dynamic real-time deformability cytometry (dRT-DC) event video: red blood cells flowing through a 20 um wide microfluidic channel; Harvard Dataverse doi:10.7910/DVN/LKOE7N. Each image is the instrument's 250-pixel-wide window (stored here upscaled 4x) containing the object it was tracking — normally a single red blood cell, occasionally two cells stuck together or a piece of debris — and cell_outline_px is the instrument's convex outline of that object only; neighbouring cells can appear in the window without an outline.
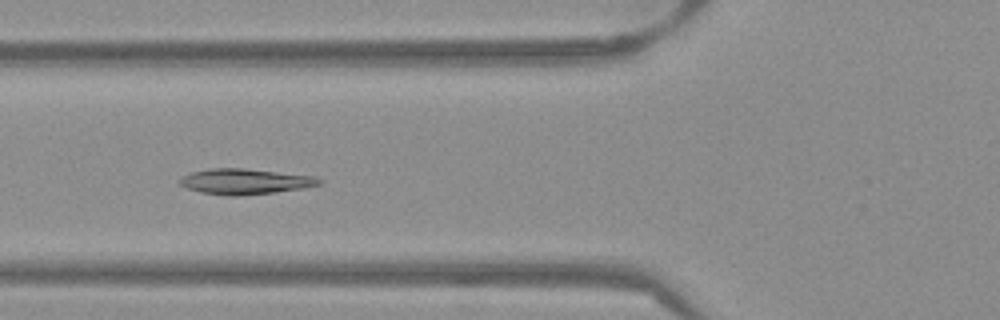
{"species": "Egyptian fruit bat (a non-hibernating species)", "species_latin": "Rousettus aegyptiacus", "temperature_condition": "warm", "stored_images_in_passage": 52, "camera_frame_rate_fps": 3000, "um_per_image_px": 0.085, "frame": {"image": 1, "passage_image": 19, "time_ms": 6.0, "image_size_px": [1000, 320], "cell_outline_px": [[324, 180], [320, 184], [304, 188], [276, 192], [236, 196], [228, 196], [200, 192], [188, 188], [180, 184], [180, 180], [184, 176], [192, 172], [212, 168], [244, 168], [316, 176]], "centroid_in_image_um": [20.89, 15.43], "position_along_channel_um": 104.9, "area_um2": 20.69}}
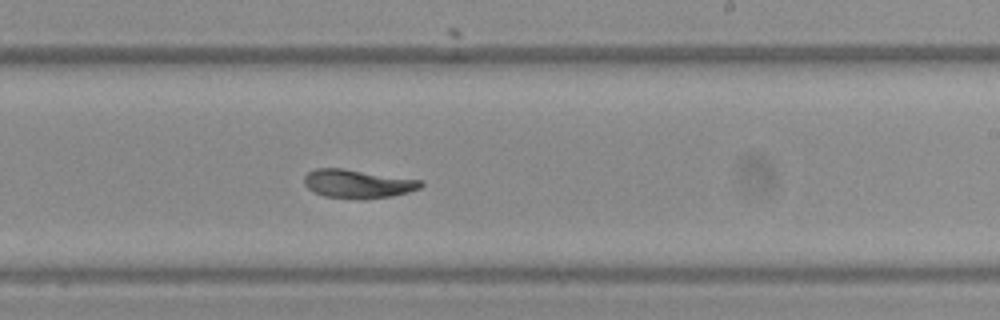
{"frame": {"image": 2, "passage_image": 31, "time_ms": 10.0, "image_size_px": [1000, 320], "cell_outline_px": [[424, 184], [420, 188], [408, 192], [392, 196], [360, 200], [324, 196], [308, 188], [304, 184], [304, 176], [308, 172], [316, 168], [344, 168], [424, 180]], "centroid_in_image_um": [30.44, 15.62], "position_along_channel_um": 258.6, "area_um2": 19.71}}
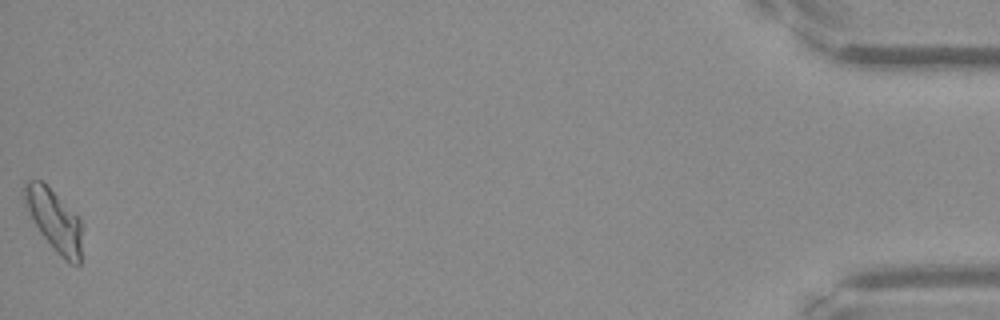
{"frame": {"image": 3, "passage_image": 52, "time_ms": 17.0, "image_size_px": [1000, 320], "cell_outline_px": [[80, 264], [72, 264], [64, 260], [40, 232], [24, 200], [24, 184], [28, 180], [40, 180], [80, 220]], "centroid_in_image_um": [4.6, 18.74], "position_along_channel_um": 430.6, "area_um2": 19.36}, "authors_computed_cell_mechanics": {"area_um2": 20.0855, "velocity_mm_per_s": 3.8415, "shape_relaxation_time_tau1_ms": 3.9448, "shape_relaxation_time_tau2_ms": 1.8113, "deformation_change_tau1": 0.155, "deformation_change_tau2": 0.058}}